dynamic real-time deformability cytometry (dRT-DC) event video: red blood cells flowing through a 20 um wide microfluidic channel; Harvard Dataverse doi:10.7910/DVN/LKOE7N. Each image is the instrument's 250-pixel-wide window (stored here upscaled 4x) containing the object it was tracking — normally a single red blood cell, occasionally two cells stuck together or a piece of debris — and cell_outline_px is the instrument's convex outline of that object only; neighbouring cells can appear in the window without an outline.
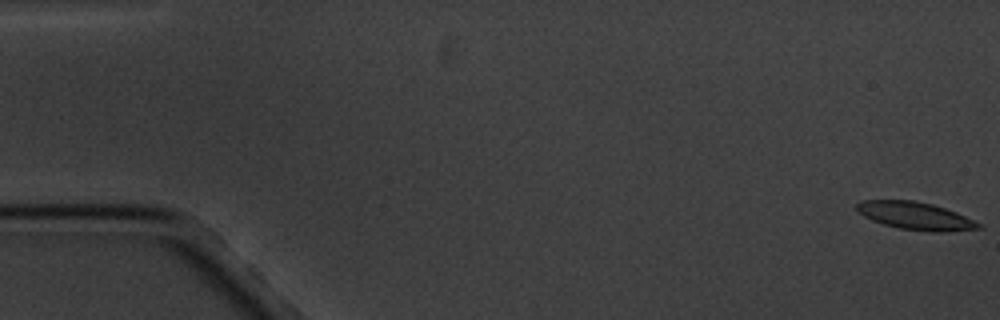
{"species": "common noctule bat (a hibernating species)", "species_latin": "Nyctalus noctula", "temperature_condition": "cold", "stored_images_in_passage": 11, "camera_frame_rate_fps": 3000, "um_per_image_px": 0.085, "animal": {"sex": "male", "body_mass_g": 20.1, "forearm_length_mm": 53.5}, "frame": {"image": 1, "passage_image": 1, "time_ms": 0.0, "image_size_px": [1000, 320], "cell_outline_px": [[984, 228], [944, 232], [928, 232], [900, 228], [884, 224], [872, 220], [864, 216], [856, 208], [856, 204], [860, 200], [912, 200], [932, 204], [956, 212], [984, 224]], "centroid_in_image_um": [77.86, 18.35], "position_along_channel_um": 7.1, "area_um2": 19.71}}
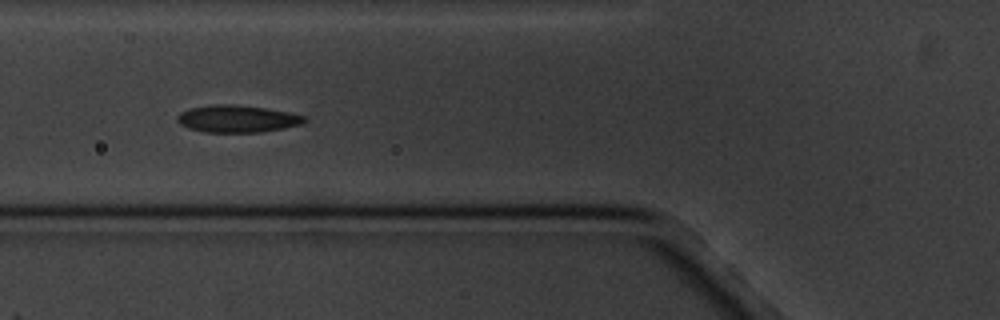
{"frame": {"image": 2, "passage_image": 7, "time_ms": 7.0, "image_size_px": [1000, 320], "cell_outline_px": [[308, 120], [304, 124], [284, 128], [260, 132], [204, 132], [188, 128], [180, 124], [176, 120], [176, 116], [180, 112], [188, 108], [212, 104], [232, 104], [264, 108], [288, 112], [308, 116]], "centroid_in_image_um": [20.17, 10.09], "position_along_channel_um": 105.6, "area_um2": 20.4}}
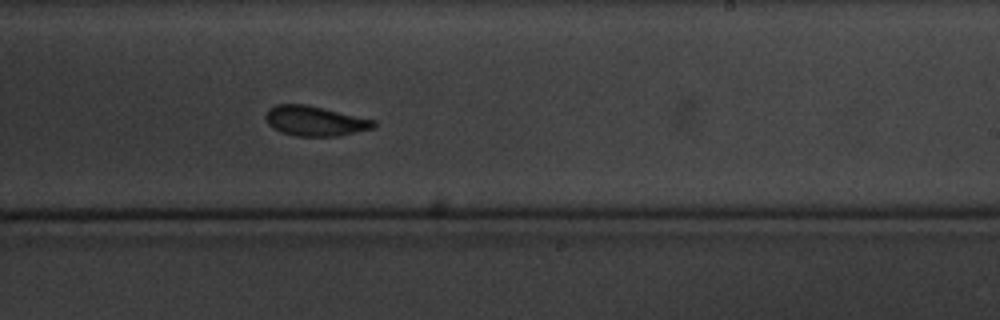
{"frame": {"image": 3, "passage_image": 11, "time_ms": 11.667, "image_size_px": [1000, 320], "cell_outline_px": [[376, 124], [372, 128], [336, 136], [296, 136], [280, 132], [272, 128], [268, 124], [264, 116], [268, 108], [276, 104], [308, 104], [376, 120]], "centroid_in_image_um": [26.72, 10.27], "position_along_channel_um": 262.3, "area_um2": 18.96}}